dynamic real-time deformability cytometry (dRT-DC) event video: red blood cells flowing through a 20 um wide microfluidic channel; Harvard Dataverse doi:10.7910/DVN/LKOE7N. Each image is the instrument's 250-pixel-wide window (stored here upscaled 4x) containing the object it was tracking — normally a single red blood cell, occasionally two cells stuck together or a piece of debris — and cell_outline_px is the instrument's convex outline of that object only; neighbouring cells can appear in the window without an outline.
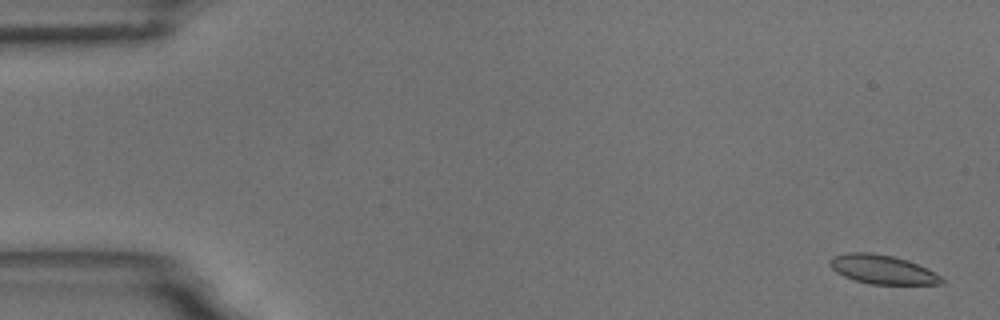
{"species": "common noctule bat (a hibernating species)", "species_latin": "Nyctalus noctula", "temperature_condition": "room temperature", "stored_images_in_passage": 59, "camera_frame_rate_fps": 3000, "um_per_image_px": 0.085, "animal": {"sex": "male", "body_mass_g": 18.8}, "frame": {"image": 1, "passage_image": 2, "time_ms": 0.333, "image_size_px": [1000, 320], "cell_outline_px": [[944, 284], [872, 284], [856, 280], [844, 276], [836, 272], [828, 264], [828, 260], [832, 256], [848, 252], [872, 252], [892, 256], [908, 260], [940, 276], [944, 280]], "centroid_in_image_um": [74.95, 22.89], "position_along_channel_um": 10.1, "area_um2": 18.73}}
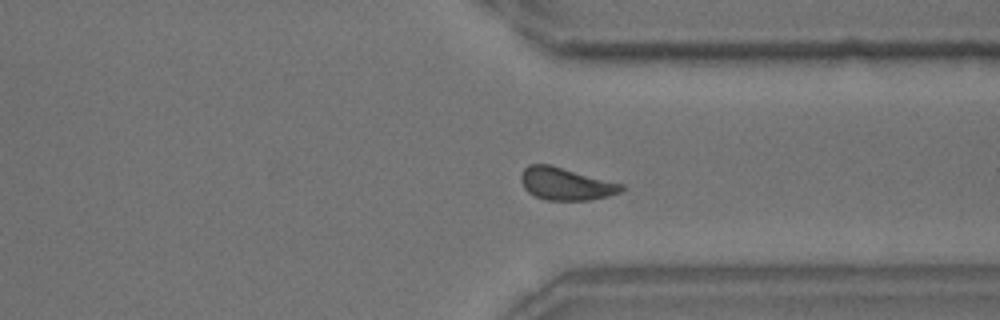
{"frame": {"image": 2, "passage_image": 45, "time_ms": 14.667, "image_size_px": [1000, 320], "cell_outline_px": [[624, 188], [620, 192], [608, 196], [588, 200], [544, 200], [528, 192], [524, 188], [520, 180], [520, 176], [524, 168], [528, 164], [548, 164], [624, 184]], "centroid_in_image_um": [48.07, 15.63], "position_along_channel_um": 363.3, "area_um2": 18.96}}
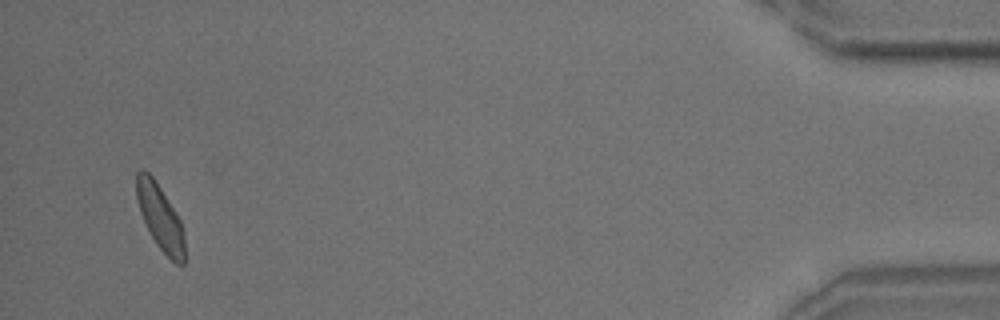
{"frame": {"image": 3, "passage_image": 57, "time_ms": 18.667, "image_size_px": [1000, 320], "cell_outline_px": [[184, 264], [176, 264], [156, 244], [140, 212], [136, 200], [136, 172], [140, 168], [144, 168], [152, 176], [176, 212], [180, 220], [184, 232]], "centroid_in_image_um": [13.6, 18.43], "position_along_channel_um": 421.6, "area_um2": 18.15}, "authors_computed_cell_mechanics": {"area_um2": 19.0162, "velocity_mm_per_s": 3.4245, "shape_relaxation_time_tau1_ms": 2.5487, "shape_relaxation_time_tau2_ms": 1.3577, "deformation_change_tau1": 0.0978, "deformation_change_tau2": 0.0644}}